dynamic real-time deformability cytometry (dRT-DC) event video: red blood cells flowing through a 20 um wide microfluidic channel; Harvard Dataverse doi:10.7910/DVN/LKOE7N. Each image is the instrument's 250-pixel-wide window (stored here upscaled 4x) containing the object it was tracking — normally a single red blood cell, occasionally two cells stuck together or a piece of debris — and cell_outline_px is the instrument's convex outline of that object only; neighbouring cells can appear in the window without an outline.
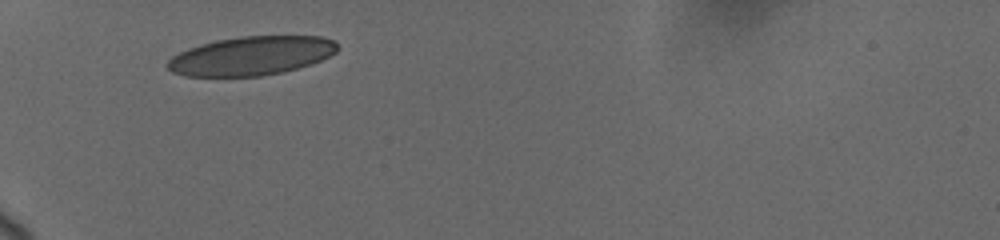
{"species": "human", "species_latin": "Homo sapiens", "temperature_condition": "cold", "stored_images_in_passage": 2, "camera_frame_rate_fps": 3000, "um_per_image_px": 0.085, "donor": {"sex": "female"}, "frame": {"image": 1, "passage_image": 1, "time_ms": 0.0, "image_size_px": [1000, 240], "cell_outline_px": [[340, 48], [336, 52], [320, 60], [296, 68], [280, 72], [260, 76], [184, 76], [172, 72], [168, 68], [168, 60], [172, 56], [188, 48], [200, 44], [216, 40], [240, 36], [320, 36], [336, 40]], "centroid_in_image_um": [21.36, 4.73], "position_along_channel_um": 63.6, "area_um2": 38.38}}